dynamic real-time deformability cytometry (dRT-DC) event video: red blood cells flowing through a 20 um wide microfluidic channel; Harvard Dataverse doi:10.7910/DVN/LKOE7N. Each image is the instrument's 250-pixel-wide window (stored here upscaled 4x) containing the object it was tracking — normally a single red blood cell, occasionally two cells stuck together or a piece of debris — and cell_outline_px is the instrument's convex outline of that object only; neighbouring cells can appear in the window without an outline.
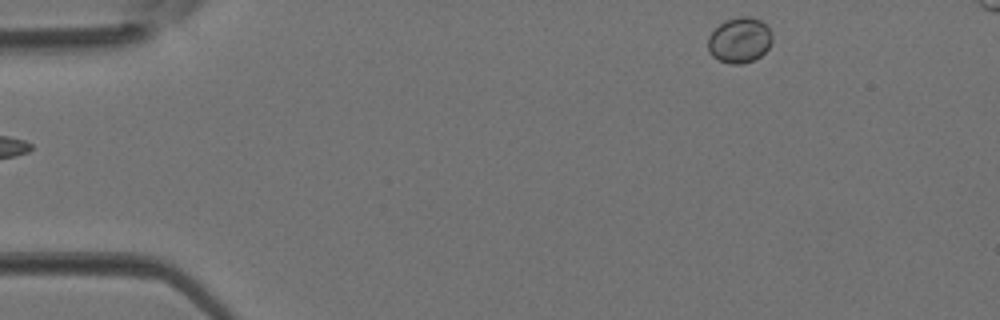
{"species": "Egyptian fruit bat (a non-hibernating species)", "species_latin": "Rousettus aegyptiacus", "temperature_condition": "room temperature", "stored_images_in_passage": 5, "segment_of_instrument_passage": [2, 2], "camera_frame_rate_fps": 3000, "um_per_image_px": 0.085, "animal": {"sex": "female"}, "frame": {"image": 1, "passage_image": 5, "time_ms": 1.333, "image_size_px": [1000, 320], "cell_outline_px": [[772, 40], [768, 48], [760, 56], [752, 60], [740, 64], [732, 64], [720, 60], [712, 56], [708, 52], [708, 36], [724, 20], [740, 16], [748, 16], [760, 20], [768, 28], [772, 36]], "centroid_in_image_um": [62.84, 3.41], "position_along_channel_um": 22.2, "area_um2": 16.88}}